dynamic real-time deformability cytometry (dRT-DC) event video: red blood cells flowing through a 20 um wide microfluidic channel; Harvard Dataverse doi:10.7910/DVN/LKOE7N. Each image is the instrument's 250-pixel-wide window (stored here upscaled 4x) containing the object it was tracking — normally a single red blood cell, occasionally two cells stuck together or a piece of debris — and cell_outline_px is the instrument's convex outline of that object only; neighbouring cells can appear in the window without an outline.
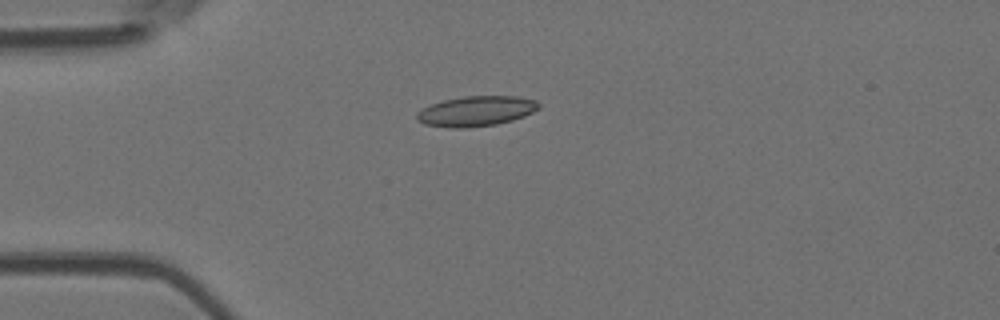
{"species": "Egyptian fruit bat (a non-hibernating species)", "species_latin": "Rousettus aegyptiacus", "temperature_condition": "room temperature", "stored_images_in_passage": 6, "camera_frame_rate_fps": 3000, "um_per_image_px": 0.085, "animal": {"sex": "female"}, "frame": {"image": 1, "passage_image": 4, "time_ms": 3.333, "image_size_px": [1000, 320], "cell_outline_px": [[540, 108], [524, 116], [512, 120], [496, 124], [464, 128], [448, 128], [424, 124], [416, 120], [416, 112], [432, 104], [444, 100], [464, 96], [516, 96], [536, 100], [540, 104]], "centroid_in_image_um": [40.46, 9.45], "position_along_channel_um": 44.5, "area_um2": 21.44}}
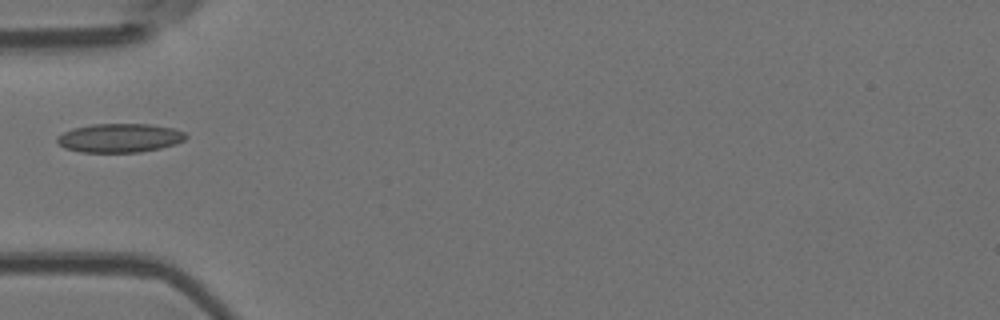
{"frame": {"image": 2, "passage_image": 5, "time_ms": 4.667, "image_size_px": [1000, 320], "cell_outline_px": [[188, 136], [184, 140], [176, 144], [160, 148], [140, 152], [80, 152], [64, 148], [56, 140], [56, 136], [72, 128], [92, 124], [148, 124], [172, 128], [184, 132]], "centroid_in_image_um": [10.15, 11.72], "position_along_channel_um": 74.8, "area_um2": 21.68}}
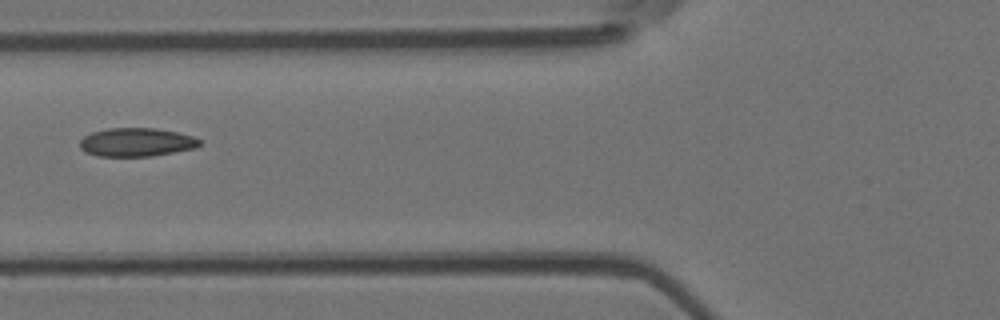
{"frame": {"image": 3, "passage_image": 6, "time_ms": 5.667, "image_size_px": [1000, 320], "cell_outline_px": [[200, 144], [196, 148], [152, 156], [96, 156], [84, 152], [80, 148], [80, 140], [84, 136], [92, 132], [108, 128], [156, 128], [176, 132], [192, 136], [200, 140]], "centroid_in_image_um": [11.57, 12.09], "position_along_channel_um": 114.2, "area_um2": 19.94}}